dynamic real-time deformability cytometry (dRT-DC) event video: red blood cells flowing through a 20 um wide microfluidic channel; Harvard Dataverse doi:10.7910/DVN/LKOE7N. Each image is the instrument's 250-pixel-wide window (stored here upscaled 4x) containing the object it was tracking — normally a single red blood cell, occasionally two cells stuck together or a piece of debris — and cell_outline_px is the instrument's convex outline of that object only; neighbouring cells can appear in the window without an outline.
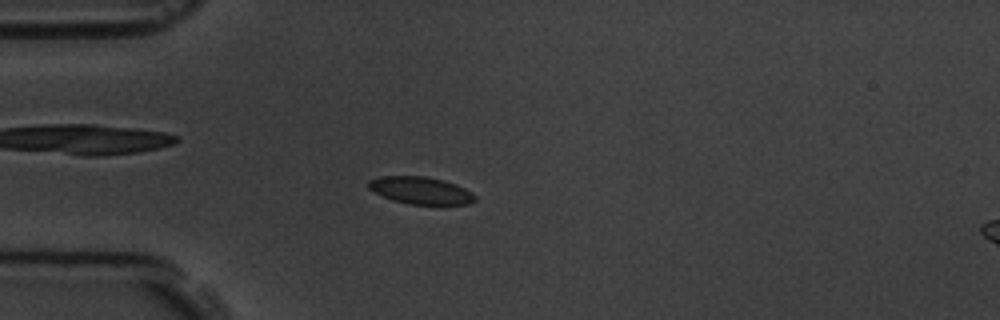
{"species": "common noctule bat (a hibernating species)", "species_latin": "Nyctalus noctula", "temperature_condition": "room temperature", "stored_images_in_passage": 5, "camera_frame_rate_fps": 3000, "um_per_image_px": 0.085, "animal": {"sex": "male", "body_mass_g": 19.5, "forearm_length_mm": 54.6}, "frame": {"image": 1, "passage_image": 4, "time_ms": 3.333, "image_size_px": [1000, 320], "cell_outline_px": [[476, 200], [468, 204], [408, 204], [392, 200], [368, 188], [368, 180], [380, 176], [424, 176], [444, 180], [456, 184], [472, 192], [476, 196]], "centroid_in_image_um": [35.77, 16.18], "position_along_channel_um": 49.2, "area_um2": 16.88}}